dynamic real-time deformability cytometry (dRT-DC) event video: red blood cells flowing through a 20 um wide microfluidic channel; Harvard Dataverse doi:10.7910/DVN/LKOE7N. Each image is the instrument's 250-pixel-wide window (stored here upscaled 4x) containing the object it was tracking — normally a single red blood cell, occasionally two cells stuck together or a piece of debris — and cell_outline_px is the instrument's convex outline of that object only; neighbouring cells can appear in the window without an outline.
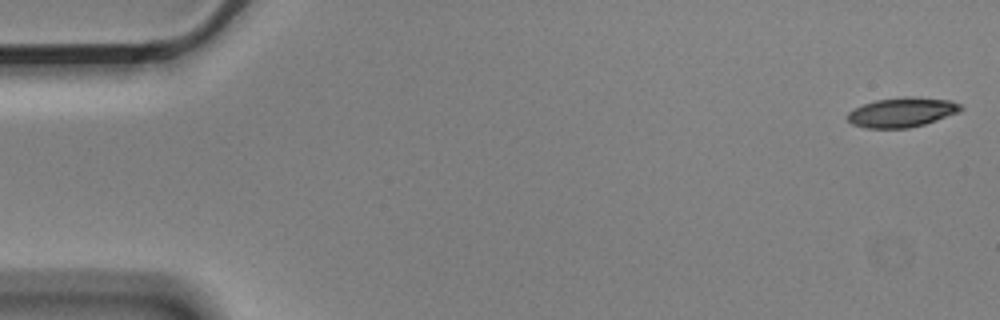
{"species": "Egyptian fruit bat (a non-hibernating species)", "species_latin": "Rousettus aegyptiacus", "temperature_condition": "cold", "stored_images_in_passage": 5, "camera_frame_rate_fps": 3000, "um_per_image_px": 0.085, "animal": {"sex": "male"}, "frame": {"image": 1, "passage_image": 1, "time_ms": 0.0, "image_size_px": [1000, 320], "cell_outline_px": [[964, 108], [960, 112], [924, 124], [908, 128], [864, 128], [852, 124], [848, 120], [848, 112], [864, 104], [876, 100], [904, 96], [912, 96], [952, 100], [960, 104]], "centroid_in_image_um": [76.7, 9.54], "position_along_channel_um": 8.3, "area_um2": 19.59}}
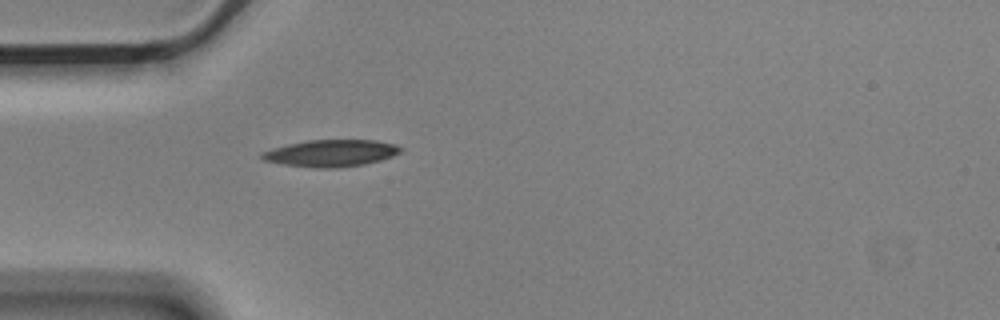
{"frame": {"image": 2, "passage_image": 5, "time_ms": 1.333, "image_size_px": [1000, 320], "cell_outline_px": [[404, 148], [400, 152], [392, 156], [380, 160], [364, 164], [336, 168], [316, 168], [284, 164], [264, 160], [260, 156], [260, 152], [272, 148], [288, 144], [308, 140], [376, 140], [396, 144]], "centroid_in_image_um": [28.14, 13.01], "position_along_channel_um": 56.9, "area_um2": 21.73}}